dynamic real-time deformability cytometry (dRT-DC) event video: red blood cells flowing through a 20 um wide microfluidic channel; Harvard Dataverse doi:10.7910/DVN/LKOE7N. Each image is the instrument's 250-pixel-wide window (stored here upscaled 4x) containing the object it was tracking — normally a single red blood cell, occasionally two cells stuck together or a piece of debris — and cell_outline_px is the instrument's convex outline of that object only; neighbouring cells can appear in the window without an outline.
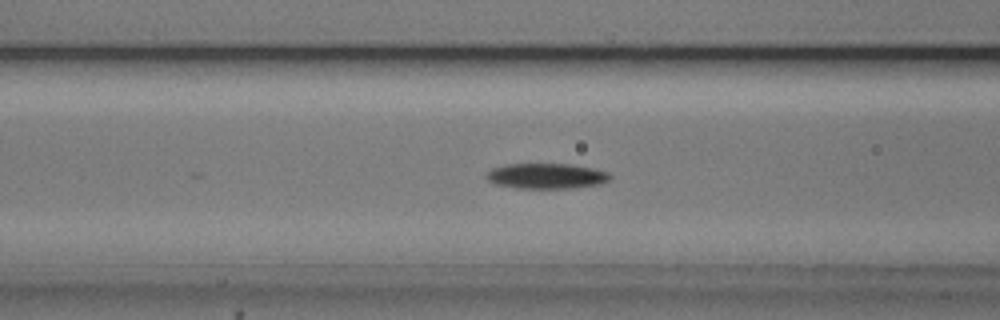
{"species": "common noctule bat (a hibernating species)", "species_latin": "Nyctalus noctula", "temperature_condition": "cold", "stored_images_in_passage": 45, "camera_frame_rate_fps": 3000, "um_per_image_px": 0.085, "animal": {"sex": "male", "body_mass_g": 20.5, "forearm_length_mm": 52.5}, "frame": {"image": 1, "passage_image": 20, "time_ms": 6.333, "image_size_px": [1000, 320], "cell_outline_px": [[612, 176], [608, 180], [600, 184], [572, 188], [516, 188], [496, 184], [488, 180], [484, 176], [492, 168], [504, 164], [572, 164], [592, 168], [608, 172]], "centroid_in_image_um": [46.43, 14.96], "position_along_channel_um": 120.2, "area_um2": 18.32}}
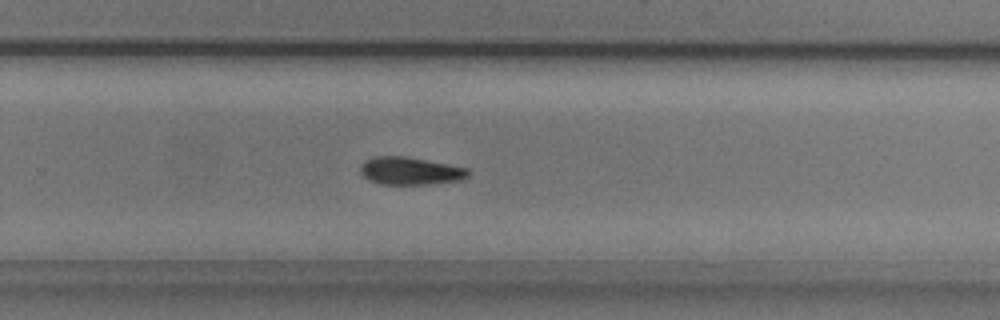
{"frame": {"image": 2, "passage_image": 34, "time_ms": 11.0, "image_size_px": [1000, 320], "cell_outline_px": [[468, 176], [460, 180], [432, 184], [380, 184], [368, 180], [360, 172], [360, 164], [364, 160], [372, 156], [404, 156], [448, 164], [468, 168]], "centroid_in_image_um": [34.82, 14.52], "position_along_channel_um": 295.0, "area_um2": 17.46}}
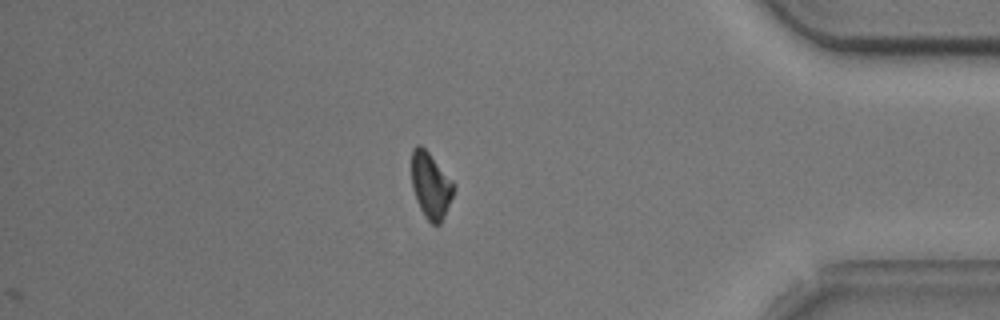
{"frame": {"image": 3, "passage_image": 45, "time_ms": 14.667, "image_size_px": [1000, 320], "cell_outline_px": [[456, 184], [452, 196], [444, 216], [440, 224], [432, 224], [424, 216], [416, 200], [412, 188], [412, 148], [416, 144], [420, 144], [428, 152]], "centroid_in_image_um": [36.6, 15.75], "position_along_channel_um": 398.6, "area_um2": 16.13}, "authors_computed_cell_mechanics": {"area_um2": 17.2822, "velocity_mm_per_s": 3.7454, "shape_relaxation_time_tau1_ms": 1.9627, "shape_relaxation_time_tau2_ms": null, "deformation_change_tau1": 0.0813, "deformation_change_tau2": null}}